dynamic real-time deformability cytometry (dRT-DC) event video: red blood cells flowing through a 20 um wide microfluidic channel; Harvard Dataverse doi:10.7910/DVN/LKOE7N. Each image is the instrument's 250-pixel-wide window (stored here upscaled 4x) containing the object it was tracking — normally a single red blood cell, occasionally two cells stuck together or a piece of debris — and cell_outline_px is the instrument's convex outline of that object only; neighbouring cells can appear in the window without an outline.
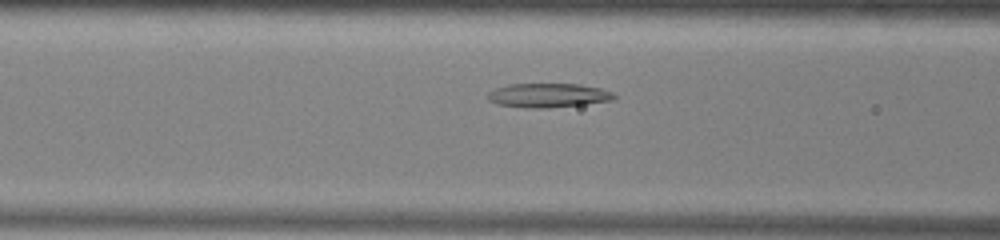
{"species": "common noctule bat (a hibernating species)", "species_latin": "Nyctalus noctula", "temperature_condition": "warm", "stored_images_in_passage": 37, "camera_frame_rate_fps": 3000, "um_per_image_px": 0.085, "animal": {"sex": "male", "body_mass_g": 13.0, "forearm_length_mm": 53.1}, "frame": {"image": 1, "passage_image": 16, "time_ms": 5.0, "image_size_px": [1000, 240], "cell_outline_px": [[616, 96], [612, 100], [584, 104], [548, 108], [524, 108], [496, 104], [488, 100], [488, 92], [496, 88], [508, 84], [580, 84], [600, 88], [612, 92]], "centroid_in_image_um": [46.56, 8.11], "position_along_channel_um": 120.0, "area_um2": 17.8}}
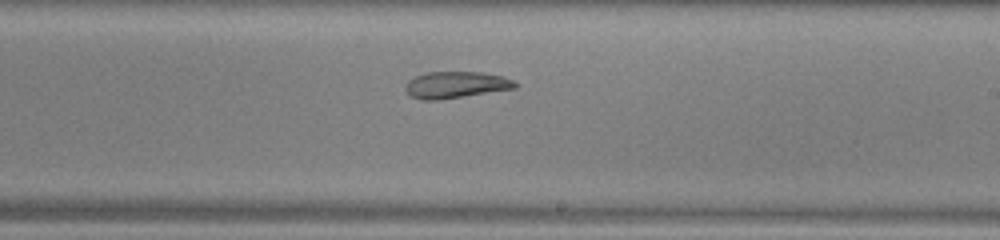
{"frame": {"image": 2, "passage_image": 26, "time_ms": 8.333, "image_size_px": [1000, 240], "cell_outline_px": [[520, 84], [516, 88], [464, 96], [436, 100], [420, 100], [412, 96], [404, 88], [408, 80], [416, 76], [428, 72], [480, 72], [504, 76]], "centroid_in_image_um": [38.76, 7.2], "position_along_channel_um": 250.2, "area_um2": 16.94}}
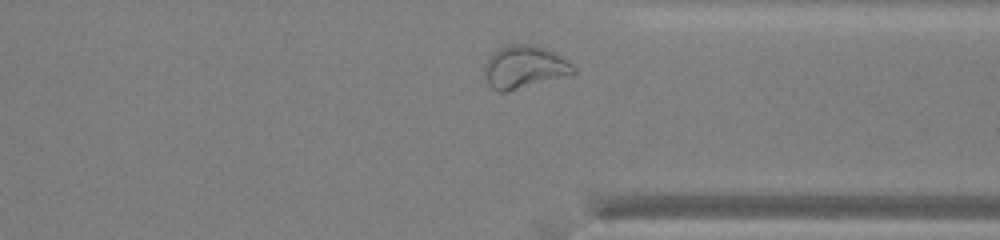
{"frame": {"image": 3, "passage_image": 35, "time_ms": 11.333, "image_size_px": [1000, 240], "cell_outline_px": [[576, 72], [572, 76], [508, 92], [496, 92], [488, 84], [484, 76], [484, 64], [488, 56], [492, 52], [500, 48], [512, 44], [528, 44], [544, 48], [568, 60], [576, 68]], "centroid_in_image_um": [44.58, 5.74], "position_along_channel_um": 366.8, "area_um2": 22.72}, "authors_computed_cell_mechanics": {"area_um2": 18.496, "velocity_mm_per_s": 3.9172, "shape_relaxation_time_tau1_ms": null, "shape_relaxation_time_tau2_ms": 5.8674, "deformation_change_tau1": null, "deformation_change_tau2": 0.1188}}